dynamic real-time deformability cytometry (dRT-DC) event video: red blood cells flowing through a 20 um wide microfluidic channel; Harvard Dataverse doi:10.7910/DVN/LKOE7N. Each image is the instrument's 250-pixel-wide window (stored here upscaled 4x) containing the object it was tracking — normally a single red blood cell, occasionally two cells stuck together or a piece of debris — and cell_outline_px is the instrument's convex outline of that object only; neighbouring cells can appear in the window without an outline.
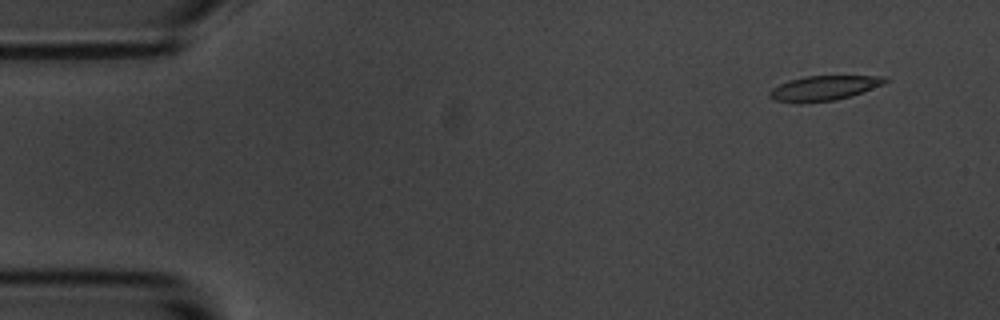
{"species": "common noctule bat (a hibernating species)", "species_latin": "Nyctalus noctula", "temperature_condition": "room temperature", "stored_images_in_passage": 5, "camera_frame_rate_fps": 3000, "um_per_image_px": 0.085, "animal": {"sex": "male", "body_mass_g": 20.1, "forearm_length_mm": 53.5}, "frame": {"image": 1, "passage_image": 2, "time_ms": 1.333, "image_size_px": [1000, 320], "cell_outline_px": [[888, 80], [884, 84], [836, 100], [776, 100], [768, 96], [768, 92], [772, 88], [788, 80], [804, 76], [884, 76]], "centroid_in_image_um": [70.05, 7.43], "position_along_channel_um": 14.9, "area_um2": 15.78}}
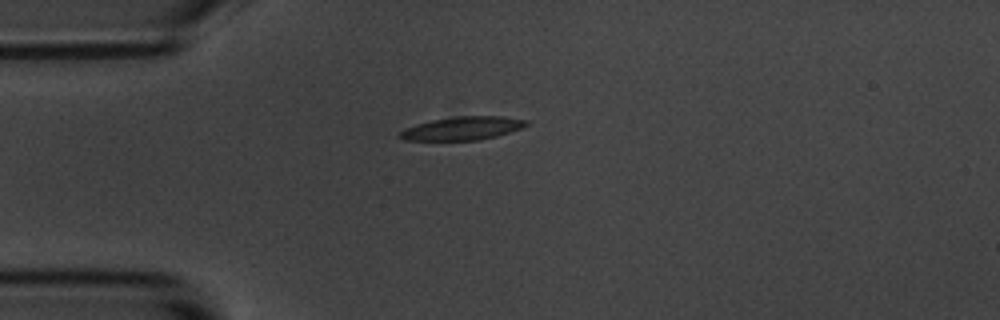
{"frame": {"image": 2, "passage_image": 5, "time_ms": 4.667, "image_size_px": [1000, 320], "cell_outline_px": [[528, 124], [520, 128], [496, 136], [480, 140], [404, 140], [396, 136], [404, 128], [416, 124], [432, 120], [456, 116], [500, 116], [528, 120]], "centroid_in_image_um": [39.26, 10.91], "position_along_channel_um": 45.7, "area_um2": 17.11}}